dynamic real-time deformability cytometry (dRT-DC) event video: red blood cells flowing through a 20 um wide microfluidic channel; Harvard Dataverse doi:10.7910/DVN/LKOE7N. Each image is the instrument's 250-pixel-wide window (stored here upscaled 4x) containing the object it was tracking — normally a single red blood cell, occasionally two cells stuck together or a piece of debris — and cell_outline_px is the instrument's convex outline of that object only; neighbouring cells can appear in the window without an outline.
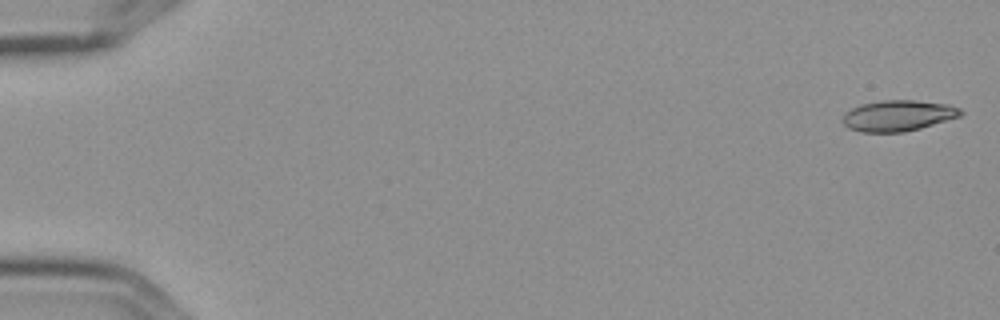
{"species": "Egyptian fruit bat (a non-hibernating species)", "species_latin": "Rousettus aegyptiacus", "temperature_condition": "cold", "stored_images_in_passage": 5, "camera_frame_rate_fps": 3000, "um_per_image_px": 0.085, "frame": {"image": 1, "passage_image": 1, "time_ms": 0.0, "image_size_px": [1000, 320], "cell_outline_px": [[964, 112], [960, 116], [920, 128], [904, 132], [860, 132], [848, 128], [840, 120], [844, 112], [860, 104], [880, 100], [916, 100], [948, 104], [960, 108]], "centroid_in_image_um": [76.29, 9.82], "position_along_channel_um": 8.7, "area_um2": 21.44}}